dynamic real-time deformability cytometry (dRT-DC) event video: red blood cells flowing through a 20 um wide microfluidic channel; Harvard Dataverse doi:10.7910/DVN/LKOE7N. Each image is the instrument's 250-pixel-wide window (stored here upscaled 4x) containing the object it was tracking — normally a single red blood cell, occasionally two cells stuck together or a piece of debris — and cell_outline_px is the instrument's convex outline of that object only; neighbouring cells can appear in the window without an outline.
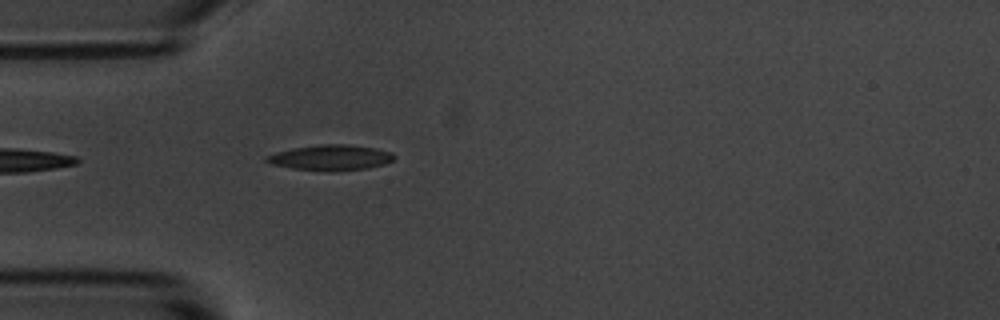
{"species": "common noctule bat (a hibernating species)", "species_latin": "Nyctalus noctula", "temperature_condition": "room temperature", "stored_images_in_passage": 3, "camera_frame_rate_fps": 3000, "um_per_image_px": 0.085, "animal": {"sex": "male", "body_mass_g": 20.1, "forearm_length_mm": 53.5}, "frame": {"image": 1, "passage_image": 3, "time_ms": 2.333, "image_size_px": [1000, 320], "cell_outline_px": [[396, 156], [392, 160], [384, 164], [368, 168], [328, 172], [292, 168], [272, 164], [264, 160], [264, 156], [276, 152], [292, 148], [320, 144], [348, 144], [376, 148], [392, 152]], "centroid_in_image_um": [28.1, 13.39], "position_along_channel_um": 56.9, "area_um2": 19.13}}